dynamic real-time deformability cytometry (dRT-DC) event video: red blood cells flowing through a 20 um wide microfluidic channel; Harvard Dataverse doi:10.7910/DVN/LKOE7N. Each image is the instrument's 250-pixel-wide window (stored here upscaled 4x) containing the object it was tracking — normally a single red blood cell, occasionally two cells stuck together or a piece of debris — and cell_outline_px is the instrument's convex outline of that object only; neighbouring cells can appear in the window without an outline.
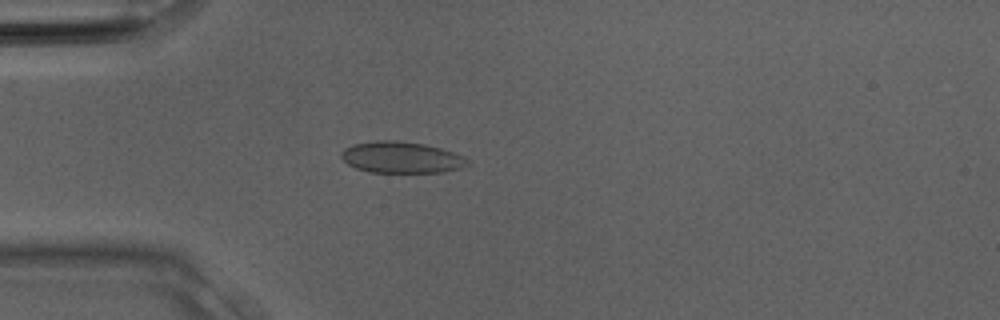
{"species": "Egyptian fruit bat (a non-hibernating species)", "species_latin": "Rousettus aegyptiacus", "temperature_condition": "room temperature", "stored_images_in_passage": 24, "camera_frame_rate_fps": 3000, "um_per_image_px": 0.085, "animal": {"sex": "male"}, "frame": {"image": 1, "passage_image": 1, "time_ms": 0.0, "image_size_px": [1000, 320], "cell_outline_px": [[468, 164], [460, 168], [444, 172], [368, 172], [356, 168], [348, 164], [340, 156], [340, 152], [344, 148], [352, 144], [376, 140], [396, 140], [424, 144], [440, 148], [464, 156], [468, 160]], "centroid_in_image_um": [34.08, 13.37], "position_along_channel_um": 50.9, "area_um2": 23.12}}
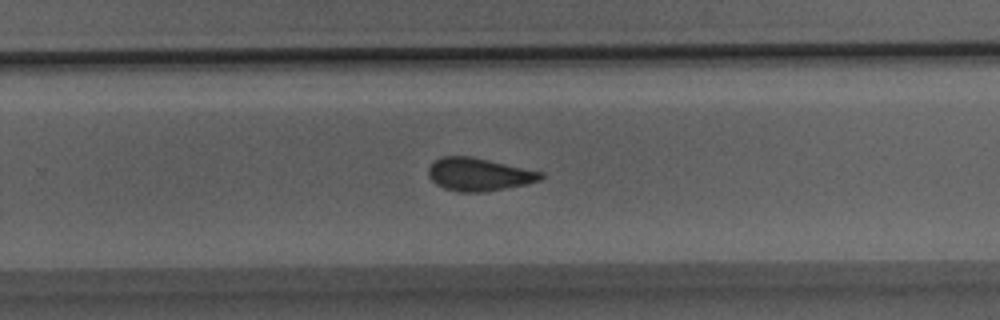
{"frame": {"image": 2, "passage_image": 13, "time_ms": 4.0, "image_size_px": [1000, 320], "cell_outline_px": [[544, 176], [540, 180], [524, 184], [504, 188], [480, 192], [460, 192], [444, 188], [436, 184], [428, 176], [428, 168], [440, 156], [472, 156], [544, 172]], "centroid_in_image_um": [40.69, 14.81], "position_along_channel_um": 289.1, "area_um2": 21.44}}
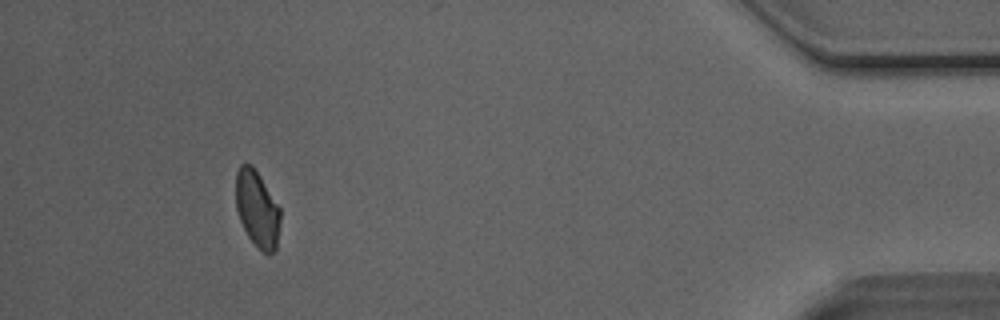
{"frame": {"image": 3, "passage_image": 22, "time_ms": 7.0, "image_size_px": [1000, 320], "cell_outline_px": [[280, 220], [276, 248], [268, 256], [248, 236], [240, 220], [236, 208], [236, 172], [240, 164], [252, 164], [280, 208]], "centroid_in_image_um": [21.85, 17.74], "position_along_channel_um": 413.3, "area_um2": 19.54}}